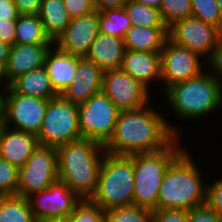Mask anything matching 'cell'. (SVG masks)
Listing matches in <instances>:
<instances>
[{
    "label": "cell",
    "mask_w": 222,
    "mask_h": 222,
    "mask_svg": "<svg viewBox=\"0 0 222 222\" xmlns=\"http://www.w3.org/2000/svg\"><path fill=\"white\" fill-rule=\"evenodd\" d=\"M156 110L146 105L136 110L120 111L113 134L104 145L106 153L131 156L166 148L179 136L178 130Z\"/></svg>",
    "instance_id": "obj_1"
},
{
    "label": "cell",
    "mask_w": 222,
    "mask_h": 222,
    "mask_svg": "<svg viewBox=\"0 0 222 222\" xmlns=\"http://www.w3.org/2000/svg\"><path fill=\"white\" fill-rule=\"evenodd\" d=\"M57 149L58 180L65 183L81 200L94 195L102 159L106 153L102 144L80 138Z\"/></svg>",
    "instance_id": "obj_2"
},
{
    "label": "cell",
    "mask_w": 222,
    "mask_h": 222,
    "mask_svg": "<svg viewBox=\"0 0 222 222\" xmlns=\"http://www.w3.org/2000/svg\"><path fill=\"white\" fill-rule=\"evenodd\" d=\"M189 154L184 150L166 170L157 198V209L189 211L206 205L207 184Z\"/></svg>",
    "instance_id": "obj_3"
},
{
    "label": "cell",
    "mask_w": 222,
    "mask_h": 222,
    "mask_svg": "<svg viewBox=\"0 0 222 222\" xmlns=\"http://www.w3.org/2000/svg\"><path fill=\"white\" fill-rule=\"evenodd\" d=\"M162 95L184 121L209 116L222 107V83L209 70L169 87Z\"/></svg>",
    "instance_id": "obj_4"
},
{
    "label": "cell",
    "mask_w": 222,
    "mask_h": 222,
    "mask_svg": "<svg viewBox=\"0 0 222 222\" xmlns=\"http://www.w3.org/2000/svg\"><path fill=\"white\" fill-rule=\"evenodd\" d=\"M176 137L166 148L133 155L134 205L157 210V198L163 176L171 163L185 150Z\"/></svg>",
    "instance_id": "obj_5"
},
{
    "label": "cell",
    "mask_w": 222,
    "mask_h": 222,
    "mask_svg": "<svg viewBox=\"0 0 222 222\" xmlns=\"http://www.w3.org/2000/svg\"><path fill=\"white\" fill-rule=\"evenodd\" d=\"M133 155L105 153L99 171L97 188L90 201L103 211L134 205Z\"/></svg>",
    "instance_id": "obj_6"
},
{
    "label": "cell",
    "mask_w": 222,
    "mask_h": 222,
    "mask_svg": "<svg viewBox=\"0 0 222 222\" xmlns=\"http://www.w3.org/2000/svg\"><path fill=\"white\" fill-rule=\"evenodd\" d=\"M80 138L78 105L62 95L49 99L38 143L58 147Z\"/></svg>",
    "instance_id": "obj_7"
},
{
    "label": "cell",
    "mask_w": 222,
    "mask_h": 222,
    "mask_svg": "<svg viewBox=\"0 0 222 222\" xmlns=\"http://www.w3.org/2000/svg\"><path fill=\"white\" fill-rule=\"evenodd\" d=\"M78 111L81 138L104 146L113 134L120 110L101 91L78 105Z\"/></svg>",
    "instance_id": "obj_8"
},
{
    "label": "cell",
    "mask_w": 222,
    "mask_h": 222,
    "mask_svg": "<svg viewBox=\"0 0 222 222\" xmlns=\"http://www.w3.org/2000/svg\"><path fill=\"white\" fill-rule=\"evenodd\" d=\"M58 180L57 149L39 144L27 162L19 168L16 195L29 197L50 187Z\"/></svg>",
    "instance_id": "obj_9"
},
{
    "label": "cell",
    "mask_w": 222,
    "mask_h": 222,
    "mask_svg": "<svg viewBox=\"0 0 222 222\" xmlns=\"http://www.w3.org/2000/svg\"><path fill=\"white\" fill-rule=\"evenodd\" d=\"M47 105V99L18 93H4L3 119L5 125L38 136Z\"/></svg>",
    "instance_id": "obj_10"
},
{
    "label": "cell",
    "mask_w": 222,
    "mask_h": 222,
    "mask_svg": "<svg viewBox=\"0 0 222 222\" xmlns=\"http://www.w3.org/2000/svg\"><path fill=\"white\" fill-rule=\"evenodd\" d=\"M201 60L202 57L199 54L167 39L161 50L162 94L169 87L200 75L204 71Z\"/></svg>",
    "instance_id": "obj_11"
},
{
    "label": "cell",
    "mask_w": 222,
    "mask_h": 222,
    "mask_svg": "<svg viewBox=\"0 0 222 222\" xmlns=\"http://www.w3.org/2000/svg\"><path fill=\"white\" fill-rule=\"evenodd\" d=\"M221 31L193 16L179 20L168 28V39L178 46L188 48L209 59L217 44ZM208 55V56H207Z\"/></svg>",
    "instance_id": "obj_12"
},
{
    "label": "cell",
    "mask_w": 222,
    "mask_h": 222,
    "mask_svg": "<svg viewBox=\"0 0 222 222\" xmlns=\"http://www.w3.org/2000/svg\"><path fill=\"white\" fill-rule=\"evenodd\" d=\"M101 91L120 111L136 110L150 102V91L121 69L105 71Z\"/></svg>",
    "instance_id": "obj_13"
},
{
    "label": "cell",
    "mask_w": 222,
    "mask_h": 222,
    "mask_svg": "<svg viewBox=\"0 0 222 222\" xmlns=\"http://www.w3.org/2000/svg\"><path fill=\"white\" fill-rule=\"evenodd\" d=\"M27 199L37 222L70 216L82 201L59 180L47 189L31 194Z\"/></svg>",
    "instance_id": "obj_14"
},
{
    "label": "cell",
    "mask_w": 222,
    "mask_h": 222,
    "mask_svg": "<svg viewBox=\"0 0 222 222\" xmlns=\"http://www.w3.org/2000/svg\"><path fill=\"white\" fill-rule=\"evenodd\" d=\"M100 32L99 11L70 19V23L54 42L60 50L79 57H86Z\"/></svg>",
    "instance_id": "obj_15"
},
{
    "label": "cell",
    "mask_w": 222,
    "mask_h": 222,
    "mask_svg": "<svg viewBox=\"0 0 222 222\" xmlns=\"http://www.w3.org/2000/svg\"><path fill=\"white\" fill-rule=\"evenodd\" d=\"M104 71L92 61L82 57L78 60L76 74L62 96L80 105L94 94L101 92Z\"/></svg>",
    "instance_id": "obj_16"
},
{
    "label": "cell",
    "mask_w": 222,
    "mask_h": 222,
    "mask_svg": "<svg viewBox=\"0 0 222 222\" xmlns=\"http://www.w3.org/2000/svg\"><path fill=\"white\" fill-rule=\"evenodd\" d=\"M53 44H19L11 46L5 65V73L10 84L17 77L43 68L48 51Z\"/></svg>",
    "instance_id": "obj_17"
},
{
    "label": "cell",
    "mask_w": 222,
    "mask_h": 222,
    "mask_svg": "<svg viewBox=\"0 0 222 222\" xmlns=\"http://www.w3.org/2000/svg\"><path fill=\"white\" fill-rule=\"evenodd\" d=\"M120 69L150 89V82H161V52L125 50Z\"/></svg>",
    "instance_id": "obj_18"
},
{
    "label": "cell",
    "mask_w": 222,
    "mask_h": 222,
    "mask_svg": "<svg viewBox=\"0 0 222 222\" xmlns=\"http://www.w3.org/2000/svg\"><path fill=\"white\" fill-rule=\"evenodd\" d=\"M80 58L60 50L54 44L48 51L43 67L58 95H62L73 80Z\"/></svg>",
    "instance_id": "obj_19"
},
{
    "label": "cell",
    "mask_w": 222,
    "mask_h": 222,
    "mask_svg": "<svg viewBox=\"0 0 222 222\" xmlns=\"http://www.w3.org/2000/svg\"><path fill=\"white\" fill-rule=\"evenodd\" d=\"M38 145L37 136L6 126L0 145V158L20 168Z\"/></svg>",
    "instance_id": "obj_20"
},
{
    "label": "cell",
    "mask_w": 222,
    "mask_h": 222,
    "mask_svg": "<svg viewBox=\"0 0 222 222\" xmlns=\"http://www.w3.org/2000/svg\"><path fill=\"white\" fill-rule=\"evenodd\" d=\"M124 53L123 39L99 32L85 58L105 72L120 69Z\"/></svg>",
    "instance_id": "obj_21"
},
{
    "label": "cell",
    "mask_w": 222,
    "mask_h": 222,
    "mask_svg": "<svg viewBox=\"0 0 222 222\" xmlns=\"http://www.w3.org/2000/svg\"><path fill=\"white\" fill-rule=\"evenodd\" d=\"M4 93H18L47 100L58 96L44 67L17 77Z\"/></svg>",
    "instance_id": "obj_22"
},
{
    "label": "cell",
    "mask_w": 222,
    "mask_h": 222,
    "mask_svg": "<svg viewBox=\"0 0 222 222\" xmlns=\"http://www.w3.org/2000/svg\"><path fill=\"white\" fill-rule=\"evenodd\" d=\"M168 39V28L132 26L125 34V50L161 52Z\"/></svg>",
    "instance_id": "obj_23"
},
{
    "label": "cell",
    "mask_w": 222,
    "mask_h": 222,
    "mask_svg": "<svg viewBox=\"0 0 222 222\" xmlns=\"http://www.w3.org/2000/svg\"><path fill=\"white\" fill-rule=\"evenodd\" d=\"M38 15L46 35L53 42L65 31L71 19L63 0H42Z\"/></svg>",
    "instance_id": "obj_24"
},
{
    "label": "cell",
    "mask_w": 222,
    "mask_h": 222,
    "mask_svg": "<svg viewBox=\"0 0 222 222\" xmlns=\"http://www.w3.org/2000/svg\"><path fill=\"white\" fill-rule=\"evenodd\" d=\"M16 43L54 44L46 35L38 14H19L16 19Z\"/></svg>",
    "instance_id": "obj_25"
},
{
    "label": "cell",
    "mask_w": 222,
    "mask_h": 222,
    "mask_svg": "<svg viewBox=\"0 0 222 222\" xmlns=\"http://www.w3.org/2000/svg\"><path fill=\"white\" fill-rule=\"evenodd\" d=\"M0 222H37L27 198L0 196Z\"/></svg>",
    "instance_id": "obj_26"
},
{
    "label": "cell",
    "mask_w": 222,
    "mask_h": 222,
    "mask_svg": "<svg viewBox=\"0 0 222 222\" xmlns=\"http://www.w3.org/2000/svg\"><path fill=\"white\" fill-rule=\"evenodd\" d=\"M100 32L123 39L132 27L124 7L106 9L99 12Z\"/></svg>",
    "instance_id": "obj_27"
},
{
    "label": "cell",
    "mask_w": 222,
    "mask_h": 222,
    "mask_svg": "<svg viewBox=\"0 0 222 222\" xmlns=\"http://www.w3.org/2000/svg\"><path fill=\"white\" fill-rule=\"evenodd\" d=\"M124 9L132 26L167 28L161 18L160 10L157 8L129 0Z\"/></svg>",
    "instance_id": "obj_28"
},
{
    "label": "cell",
    "mask_w": 222,
    "mask_h": 222,
    "mask_svg": "<svg viewBox=\"0 0 222 222\" xmlns=\"http://www.w3.org/2000/svg\"><path fill=\"white\" fill-rule=\"evenodd\" d=\"M105 222H153V210L130 205L107 209Z\"/></svg>",
    "instance_id": "obj_29"
},
{
    "label": "cell",
    "mask_w": 222,
    "mask_h": 222,
    "mask_svg": "<svg viewBox=\"0 0 222 222\" xmlns=\"http://www.w3.org/2000/svg\"><path fill=\"white\" fill-rule=\"evenodd\" d=\"M159 10L167 28L179 20L192 16L191 0H162Z\"/></svg>",
    "instance_id": "obj_30"
},
{
    "label": "cell",
    "mask_w": 222,
    "mask_h": 222,
    "mask_svg": "<svg viewBox=\"0 0 222 222\" xmlns=\"http://www.w3.org/2000/svg\"><path fill=\"white\" fill-rule=\"evenodd\" d=\"M192 16L211 24L222 32L221 15L217 0H191Z\"/></svg>",
    "instance_id": "obj_31"
},
{
    "label": "cell",
    "mask_w": 222,
    "mask_h": 222,
    "mask_svg": "<svg viewBox=\"0 0 222 222\" xmlns=\"http://www.w3.org/2000/svg\"><path fill=\"white\" fill-rule=\"evenodd\" d=\"M19 168L0 158V196L16 195Z\"/></svg>",
    "instance_id": "obj_32"
},
{
    "label": "cell",
    "mask_w": 222,
    "mask_h": 222,
    "mask_svg": "<svg viewBox=\"0 0 222 222\" xmlns=\"http://www.w3.org/2000/svg\"><path fill=\"white\" fill-rule=\"evenodd\" d=\"M70 222H105V213L90 200H82L69 216Z\"/></svg>",
    "instance_id": "obj_33"
},
{
    "label": "cell",
    "mask_w": 222,
    "mask_h": 222,
    "mask_svg": "<svg viewBox=\"0 0 222 222\" xmlns=\"http://www.w3.org/2000/svg\"><path fill=\"white\" fill-rule=\"evenodd\" d=\"M206 205L217 215L222 217V177L214 183H208Z\"/></svg>",
    "instance_id": "obj_34"
},
{
    "label": "cell",
    "mask_w": 222,
    "mask_h": 222,
    "mask_svg": "<svg viewBox=\"0 0 222 222\" xmlns=\"http://www.w3.org/2000/svg\"><path fill=\"white\" fill-rule=\"evenodd\" d=\"M153 222H188V210H153Z\"/></svg>",
    "instance_id": "obj_35"
},
{
    "label": "cell",
    "mask_w": 222,
    "mask_h": 222,
    "mask_svg": "<svg viewBox=\"0 0 222 222\" xmlns=\"http://www.w3.org/2000/svg\"><path fill=\"white\" fill-rule=\"evenodd\" d=\"M209 66V72L222 83V32L219 35L217 44L213 50L212 56L203 64ZM211 68V69H210Z\"/></svg>",
    "instance_id": "obj_36"
},
{
    "label": "cell",
    "mask_w": 222,
    "mask_h": 222,
    "mask_svg": "<svg viewBox=\"0 0 222 222\" xmlns=\"http://www.w3.org/2000/svg\"><path fill=\"white\" fill-rule=\"evenodd\" d=\"M70 18L80 17L95 11L92 0H63Z\"/></svg>",
    "instance_id": "obj_37"
},
{
    "label": "cell",
    "mask_w": 222,
    "mask_h": 222,
    "mask_svg": "<svg viewBox=\"0 0 222 222\" xmlns=\"http://www.w3.org/2000/svg\"><path fill=\"white\" fill-rule=\"evenodd\" d=\"M188 222H222V217L207 205H203L188 211Z\"/></svg>",
    "instance_id": "obj_38"
},
{
    "label": "cell",
    "mask_w": 222,
    "mask_h": 222,
    "mask_svg": "<svg viewBox=\"0 0 222 222\" xmlns=\"http://www.w3.org/2000/svg\"><path fill=\"white\" fill-rule=\"evenodd\" d=\"M0 42L11 46L16 43V20L0 19Z\"/></svg>",
    "instance_id": "obj_39"
},
{
    "label": "cell",
    "mask_w": 222,
    "mask_h": 222,
    "mask_svg": "<svg viewBox=\"0 0 222 222\" xmlns=\"http://www.w3.org/2000/svg\"><path fill=\"white\" fill-rule=\"evenodd\" d=\"M42 0H13L19 14H38Z\"/></svg>",
    "instance_id": "obj_40"
},
{
    "label": "cell",
    "mask_w": 222,
    "mask_h": 222,
    "mask_svg": "<svg viewBox=\"0 0 222 222\" xmlns=\"http://www.w3.org/2000/svg\"><path fill=\"white\" fill-rule=\"evenodd\" d=\"M95 10L99 12L106 9L122 8L129 0H92Z\"/></svg>",
    "instance_id": "obj_41"
},
{
    "label": "cell",
    "mask_w": 222,
    "mask_h": 222,
    "mask_svg": "<svg viewBox=\"0 0 222 222\" xmlns=\"http://www.w3.org/2000/svg\"><path fill=\"white\" fill-rule=\"evenodd\" d=\"M18 16L19 13L14 3H8V6H0V19L16 20Z\"/></svg>",
    "instance_id": "obj_42"
},
{
    "label": "cell",
    "mask_w": 222,
    "mask_h": 222,
    "mask_svg": "<svg viewBox=\"0 0 222 222\" xmlns=\"http://www.w3.org/2000/svg\"><path fill=\"white\" fill-rule=\"evenodd\" d=\"M11 45L0 42V63L6 65L10 55Z\"/></svg>",
    "instance_id": "obj_43"
},
{
    "label": "cell",
    "mask_w": 222,
    "mask_h": 222,
    "mask_svg": "<svg viewBox=\"0 0 222 222\" xmlns=\"http://www.w3.org/2000/svg\"><path fill=\"white\" fill-rule=\"evenodd\" d=\"M3 80V81H2ZM2 81V82H1ZM4 82V87L2 88L3 90L0 89V91H2V93H4L8 88H9V83L8 80L6 78V73H5V65L0 63V87H2V83ZM6 82V83H5ZM5 89V90H4Z\"/></svg>",
    "instance_id": "obj_44"
},
{
    "label": "cell",
    "mask_w": 222,
    "mask_h": 222,
    "mask_svg": "<svg viewBox=\"0 0 222 222\" xmlns=\"http://www.w3.org/2000/svg\"><path fill=\"white\" fill-rule=\"evenodd\" d=\"M138 3L147 5V6H151L157 9H160V4L162 0H134Z\"/></svg>",
    "instance_id": "obj_45"
},
{
    "label": "cell",
    "mask_w": 222,
    "mask_h": 222,
    "mask_svg": "<svg viewBox=\"0 0 222 222\" xmlns=\"http://www.w3.org/2000/svg\"><path fill=\"white\" fill-rule=\"evenodd\" d=\"M40 222H70V221H69V216H67V217H62V218L42 220Z\"/></svg>",
    "instance_id": "obj_46"
},
{
    "label": "cell",
    "mask_w": 222,
    "mask_h": 222,
    "mask_svg": "<svg viewBox=\"0 0 222 222\" xmlns=\"http://www.w3.org/2000/svg\"><path fill=\"white\" fill-rule=\"evenodd\" d=\"M5 128H6L5 121H4V119H2V120H0V145H1V142H2V137H3V134H4Z\"/></svg>",
    "instance_id": "obj_47"
},
{
    "label": "cell",
    "mask_w": 222,
    "mask_h": 222,
    "mask_svg": "<svg viewBox=\"0 0 222 222\" xmlns=\"http://www.w3.org/2000/svg\"><path fill=\"white\" fill-rule=\"evenodd\" d=\"M3 96H4V93L0 91V120L3 119Z\"/></svg>",
    "instance_id": "obj_48"
},
{
    "label": "cell",
    "mask_w": 222,
    "mask_h": 222,
    "mask_svg": "<svg viewBox=\"0 0 222 222\" xmlns=\"http://www.w3.org/2000/svg\"><path fill=\"white\" fill-rule=\"evenodd\" d=\"M8 3H14L13 0H0V6H8Z\"/></svg>",
    "instance_id": "obj_49"
},
{
    "label": "cell",
    "mask_w": 222,
    "mask_h": 222,
    "mask_svg": "<svg viewBox=\"0 0 222 222\" xmlns=\"http://www.w3.org/2000/svg\"><path fill=\"white\" fill-rule=\"evenodd\" d=\"M218 6H219V11L221 15V23H222V0H217Z\"/></svg>",
    "instance_id": "obj_50"
}]
</instances>
